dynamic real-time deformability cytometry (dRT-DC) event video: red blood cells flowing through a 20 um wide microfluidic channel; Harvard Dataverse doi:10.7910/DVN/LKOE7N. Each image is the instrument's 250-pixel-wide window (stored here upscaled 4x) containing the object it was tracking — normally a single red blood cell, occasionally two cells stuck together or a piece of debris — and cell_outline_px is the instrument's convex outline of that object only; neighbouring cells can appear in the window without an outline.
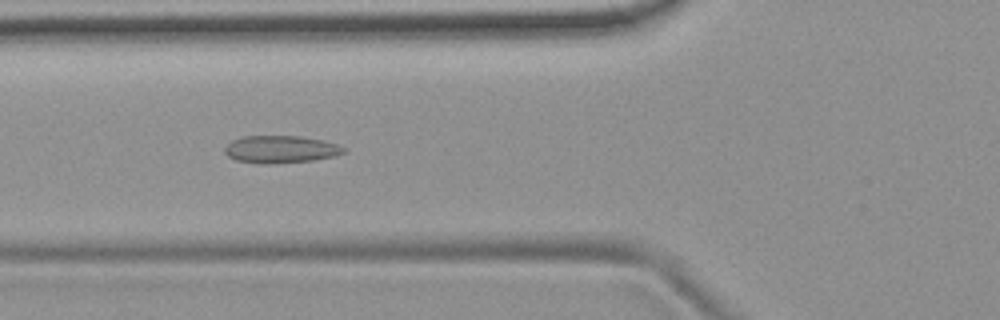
{"species": "common noctule bat (a hibernating species)", "species_latin": "Nyctalus noctula", "temperature_condition": "room temperature", "stored_images_in_passage": 53, "camera_frame_rate_fps": 3000, "um_per_image_px": 0.085, "animal": {"sex": "female", "body_mass_g": 19.9}, "frame": {"image": 1, "passage_image": 19, "time_ms": 6.0, "image_size_px": [1000, 320], "cell_outline_px": [[348, 148], [344, 152], [336, 156], [312, 160], [272, 164], [260, 164], [236, 160], [228, 156], [224, 152], [224, 148], [232, 140], [244, 136], [300, 136], [324, 140]], "centroid_in_image_um": [23.87, 12.69], "position_along_channel_um": 101.9, "area_um2": 19.13}}
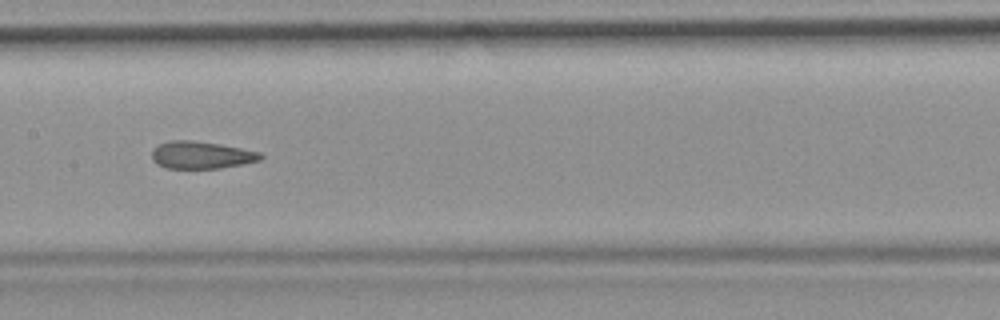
{"frame": {"image": 2, "passage_image": 26, "time_ms": 8.333, "image_size_px": [1000, 320], "cell_outline_px": [[264, 156], [260, 160], [220, 168], [164, 168], [156, 164], [152, 160], [152, 148], [168, 140], [192, 140], [220, 144], [260, 152]], "centroid_in_image_um": [17.06, 13.17], "position_along_channel_um": 190.3, "area_um2": 17.34}}
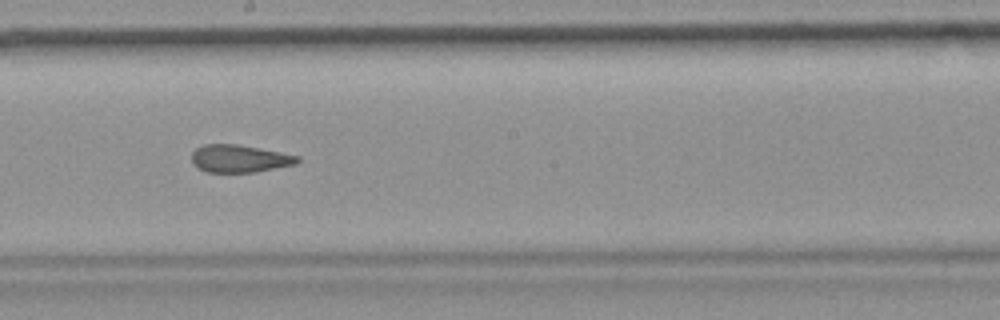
{"frame": {"image": 3, "passage_image": 29, "time_ms": 9.333, "image_size_px": [1000, 320], "cell_outline_px": [[300, 160], [296, 164], [256, 172], [208, 172], [196, 168], [192, 164], [192, 152], [196, 148], [204, 144], [236, 144], [300, 156]], "centroid_in_image_um": [20.33, 13.49], "position_along_channel_um": 227.9, "area_um2": 16.99}, "authors_computed_cell_mechanics": {"area_um2": 18.3804, "velocity_mm_per_s": 3.7832, "shape_relaxation_time_tau1_ms": null, "shape_relaxation_time_tau2_ms": 1.3978, "deformation_change_tau1": null, "deformation_change_tau2": 0.0898}}